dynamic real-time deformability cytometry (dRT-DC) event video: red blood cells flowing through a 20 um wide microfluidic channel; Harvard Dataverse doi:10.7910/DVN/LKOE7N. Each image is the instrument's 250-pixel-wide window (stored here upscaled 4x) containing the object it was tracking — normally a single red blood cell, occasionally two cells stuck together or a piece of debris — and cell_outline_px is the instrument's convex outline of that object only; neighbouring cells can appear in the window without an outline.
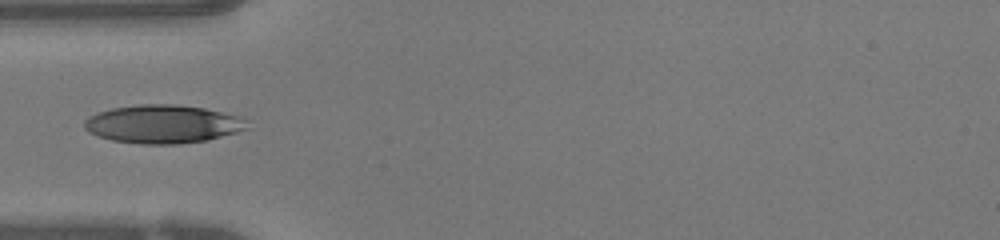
{"species": "human", "species_latin": "Homo sapiens", "temperature_condition": "warm", "stored_images_in_passage": 34, "camera_frame_rate_fps": 3000, "um_per_image_px": 0.085, "donor": {"sex": "female"}, "frame": {"image": 1, "passage_image": 1, "time_ms": 0.0, "image_size_px": [1000, 240], "cell_outline_px": [[248, 128], [236, 132], [208, 140], [176, 144], [140, 144], [112, 140], [88, 132], [84, 128], [84, 120], [88, 116], [96, 112], [112, 108], [140, 104], [176, 104], [204, 108], [236, 116], [244, 120]], "centroid_in_image_um": [13.78, 10.54], "position_along_channel_um": 71.2, "area_um2": 36.18}}
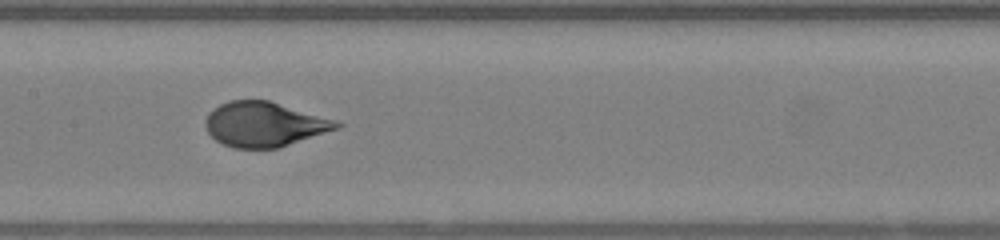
{"frame": {"image": 2, "passage_image": 9, "time_ms": 2.667, "image_size_px": [1000, 240], "cell_outline_px": [[344, 124], [340, 128], [280, 148], [232, 148], [216, 140], [208, 132], [204, 124], [204, 120], [208, 112], [220, 104], [228, 100], [268, 100], [336, 120]], "centroid_in_image_um": [22.47, 10.57], "position_along_channel_um": 184.9, "area_um2": 34.39}}
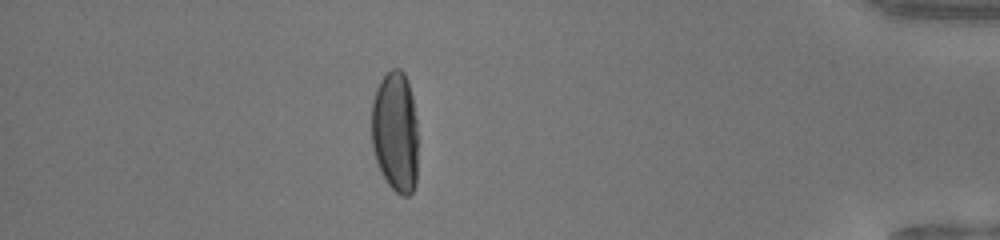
{"frame": {"image": 3, "passage_image": 28, "time_ms": 9.0, "image_size_px": [1000, 240], "cell_outline_px": [[416, 184], [412, 192], [408, 196], [400, 196], [384, 180], [380, 172], [372, 148], [372, 100], [376, 88], [380, 80], [392, 68], [400, 68], [404, 72], [408, 80], [412, 96], [416, 120]], "centroid_in_image_um": [33.58, 11.21], "position_along_channel_um": 401.6, "area_um2": 33.06}}